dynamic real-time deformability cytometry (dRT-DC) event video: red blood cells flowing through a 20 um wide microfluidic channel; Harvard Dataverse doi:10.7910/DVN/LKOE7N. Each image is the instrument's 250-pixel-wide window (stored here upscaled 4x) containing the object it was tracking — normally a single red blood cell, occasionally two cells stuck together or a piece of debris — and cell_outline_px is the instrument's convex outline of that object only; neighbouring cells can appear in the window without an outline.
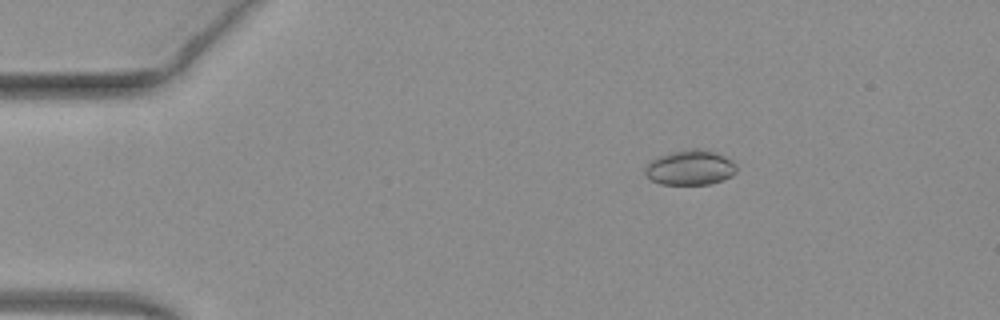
{"species": "common noctule bat (a hibernating species)", "species_latin": "Nyctalus noctula", "temperature_condition": "warm", "stored_images_in_passage": 52, "camera_frame_rate_fps": 3000, "um_per_image_px": 0.085, "animal": {"sex": "female", "body_mass_g": 19.3, "forearm_length_mm": 54.1}, "frame": {"image": 1, "passage_image": 9, "time_ms": 2.667, "image_size_px": [1000, 320], "cell_outline_px": [[736, 172], [732, 176], [708, 184], [660, 184], [652, 180], [644, 172], [644, 168], [652, 160], [660, 156], [672, 152], [688, 148], [696, 148], [712, 152], [724, 156], [732, 160], [736, 164]], "centroid_in_image_um": [58.67, 14.24], "position_along_channel_um": 26.3, "area_um2": 18.38}}
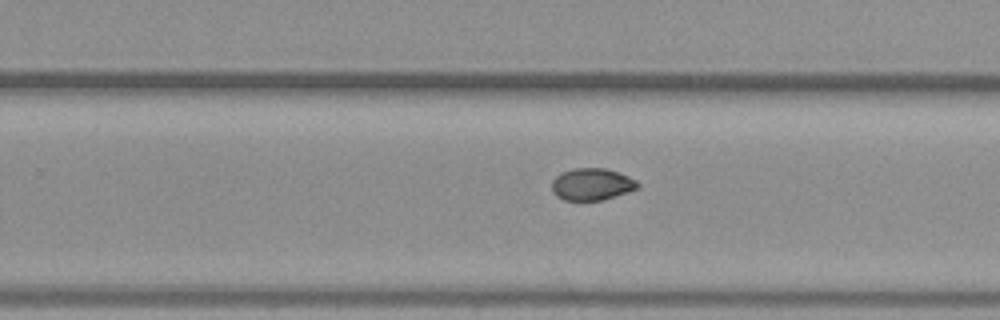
{"frame": {"image": 2, "passage_image": 33, "time_ms": 10.667, "image_size_px": [1000, 320], "cell_outline_px": [[640, 188], [604, 200], [564, 200], [556, 196], [552, 192], [552, 180], [556, 176], [572, 168], [604, 168], [628, 176], [636, 180], [640, 184]], "centroid_in_image_um": [50.32, 15.67], "position_along_channel_um": 279.5, "area_um2": 16.07}}
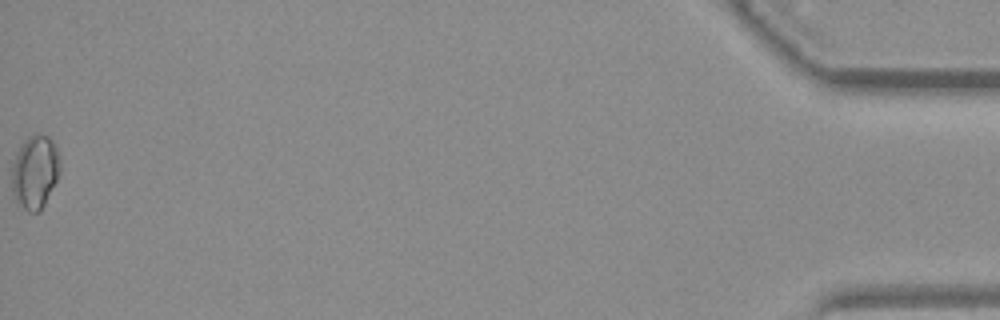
{"frame": {"image": 3, "passage_image": 52, "time_ms": 17.0, "image_size_px": [1000, 320], "cell_outline_px": [[60, 172], [40, 212], [28, 212], [16, 200], [12, 188], [12, 164], [16, 152], [20, 144], [28, 136], [36, 132], [48, 136], [52, 140], [56, 148], [60, 164]], "centroid_in_image_um": [2.96, 14.57], "position_along_channel_um": 432.2, "area_um2": 20.63}, "authors_computed_cell_mechanics": {"area_um2": 16.8487, "velocity_mm_per_s": 4.042, "shape_relaxation_time_tau1_ms": 8.5144, "shape_relaxation_time_tau2_ms": 0.9863, "deformation_change_tau1": 0.2179, "deformation_change_tau2": 0.0305}}